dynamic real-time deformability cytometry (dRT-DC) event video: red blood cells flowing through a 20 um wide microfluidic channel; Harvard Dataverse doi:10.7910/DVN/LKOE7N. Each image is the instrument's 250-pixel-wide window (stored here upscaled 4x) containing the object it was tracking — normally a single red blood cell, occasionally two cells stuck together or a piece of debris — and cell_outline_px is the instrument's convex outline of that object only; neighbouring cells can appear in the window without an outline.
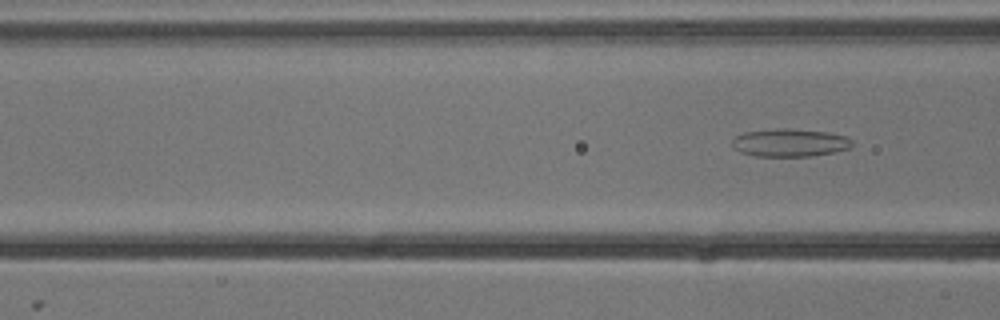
{"species": "common noctule bat (a hibernating species)", "species_latin": "Nyctalus noctula", "temperature_condition": "cold", "stored_images_in_passage": 7, "camera_frame_rate_fps": 3000, "um_per_image_px": 0.085, "animal": {"sex": "male", "body_mass_g": 13.3}, "frame": {"image": 1, "passage_image": 7, "time_ms": 2.0, "image_size_px": [1000, 320], "cell_outline_px": [[852, 144], [848, 148], [836, 152], [812, 156], [756, 156], [740, 152], [732, 144], [732, 140], [736, 136], [744, 132], [772, 128], [784, 128], [828, 132], [848, 136], [852, 140]], "centroid_in_image_um": [67.15, 12.12], "position_along_channel_um": 99.5, "area_um2": 19.59}}